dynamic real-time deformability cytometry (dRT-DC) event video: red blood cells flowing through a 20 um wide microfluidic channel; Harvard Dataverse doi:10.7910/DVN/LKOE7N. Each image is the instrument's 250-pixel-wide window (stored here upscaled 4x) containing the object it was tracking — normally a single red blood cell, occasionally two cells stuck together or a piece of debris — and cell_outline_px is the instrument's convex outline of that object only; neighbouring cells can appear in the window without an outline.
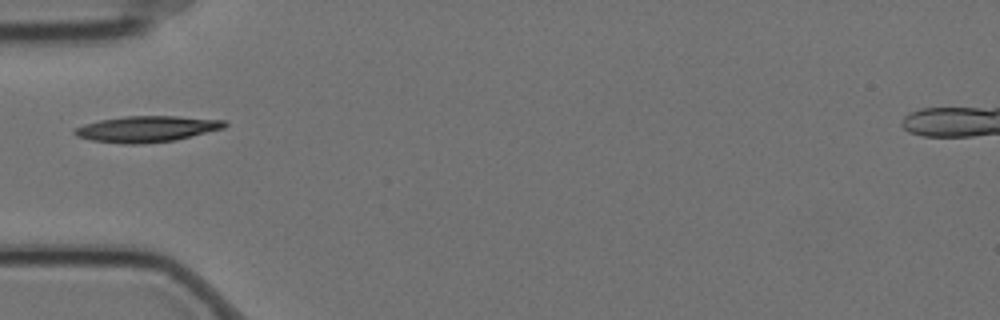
{"species": "Egyptian fruit bat (a non-hibernating species)", "species_latin": "Rousettus aegyptiacus", "temperature_condition": "cold", "stored_images_in_passage": 1, "camera_frame_rate_fps": 3000, "um_per_image_px": 0.085, "animal": {"sex": "female"}, "frame": {"image": 1, "passage_image": 1, "time_ms": 0.0, "image_size_px": [1000, 320], "cell_outline_px": [[228, 124], [224, 128], [176, 140], [140, 144], [124, 144], [92, 140], [76, 136], [72, 132], [76, 128], [84, 124], [100, 120], [124, 116], [180, 116], [228, 120]], "centroid_in_image_um": [12.52, 10.95], "position_along_channel_um": 72.5, "area_um2": 22.89}}